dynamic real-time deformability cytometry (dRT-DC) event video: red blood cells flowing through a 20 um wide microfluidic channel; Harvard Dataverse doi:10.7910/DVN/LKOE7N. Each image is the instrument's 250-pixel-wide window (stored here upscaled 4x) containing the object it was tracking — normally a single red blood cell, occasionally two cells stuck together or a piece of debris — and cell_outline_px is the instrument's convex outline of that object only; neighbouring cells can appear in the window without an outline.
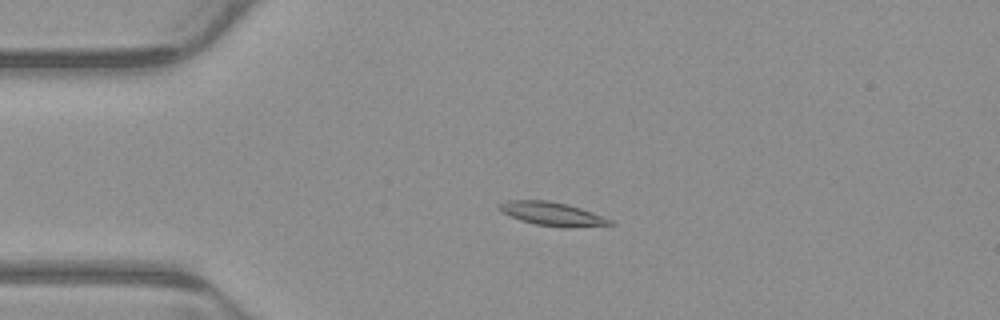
{"species": "common noctule bat (a hibernating species)", "species_latin": "Nyctalus noctula", "temperature_condition": "warm", "stored_images_in_passage": 6, "camera_frame_rate_fps": 3000, "um_per_image_px": 0.085, "animal": {"sex": "male", "body_mass_g": 23.1, "forearm_length_mm": 52.7}, "frame": {"image": 1, "passage_image": 4, "time_ms": 1.0, "image_size_px": [1000, 320], "cell_outline_px": [[616, 224], [572, 228], [564, 228], [536, 224], [520, 220], [500, 212], [496, 208], [500, 204], [508, 200], [548, 200], [568, 204], [604, 216], [612, 220]], "centroid_in_image_um": [46.95, 18.19], "position_along_channel_um": 38.1, "area_um2": 15.43}}
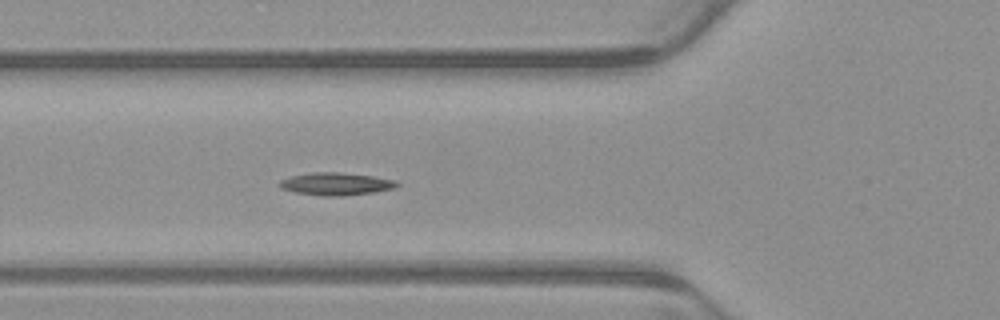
{"frame": {"image": 2, "passage_image": 6, "time_ms": 1.667, "image_size_px": [1000, 320], "cell_outline_px": [[400, 184], [396, 188], [372, 192], [340, 196], [320, 196], [296, 192], [280, 188], [280, 180], [292, 176], [312, 172], [340, 172], [372, 176], [392, 180]], "centroid_in_image_um": [28.54, 15.63], "position_along_channel_um": 97.3, "area_um2": 15.26}}